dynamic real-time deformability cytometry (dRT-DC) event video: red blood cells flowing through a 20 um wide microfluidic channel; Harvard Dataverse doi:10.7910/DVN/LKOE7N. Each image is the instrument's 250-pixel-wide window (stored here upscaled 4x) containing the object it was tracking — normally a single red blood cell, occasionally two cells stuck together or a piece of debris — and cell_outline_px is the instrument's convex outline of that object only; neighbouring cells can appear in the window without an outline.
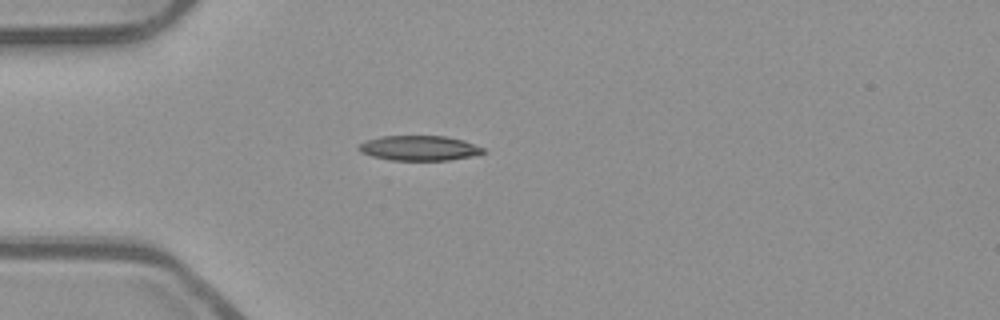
{"species": "common noctule bat (a hibernating species)", "species_latin": "Nyctalus noctula", "temperature_condition": "room temperature", "stored_images_in_passage": 39, "camera_frame_rate_fps": 3000, "um_per_image_px": 0.085, "animal": {"sex": "male", "body_mass_g": 23.1, "forearm_length_mm": 52.7}, "frame": {"image": 1, "passage_image": 1, "time_ms": 0.0, "image_size_px": [1000, 320], "cell_outline_px": [[488, 152], [448, 160], [392, 160], [372, 156], [360, 152], [356, 148], [360, 144], [368, 140], [380, 136], [444, 136], [464, 140], [484, 148]], "centroid_in_image_um": [35.63, 12.58], "position_along_channel_um": 49.4, "area_um2": 17.98}}
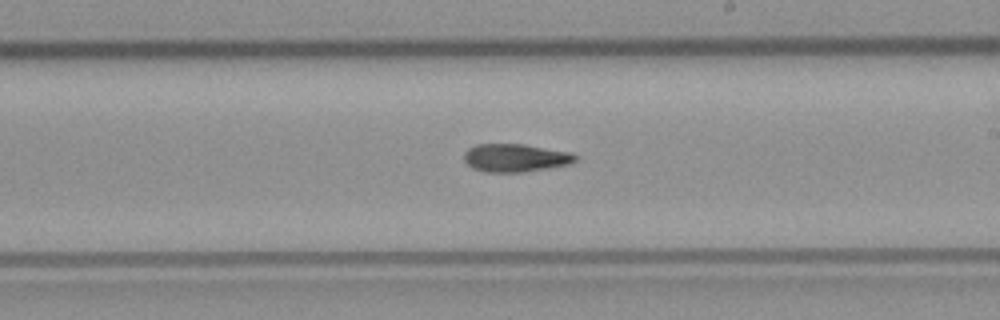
{"frame": {"image": 2, "passage_image": 17, "time_ms": 5.333, "image_size_px": [1000, 320], "cell_outline_px": [[576, 160], [568, 164], [520, 172], [484, 172], [472, 168], [464, 160], [464, 152], [468, 148], [476, 144], [524, 144], [568, 152], [576, 156]], "centroid_in_image_um": [43.73, 13.41], "position_along_channel_um": 245.3, "area_um2": 17.92}}
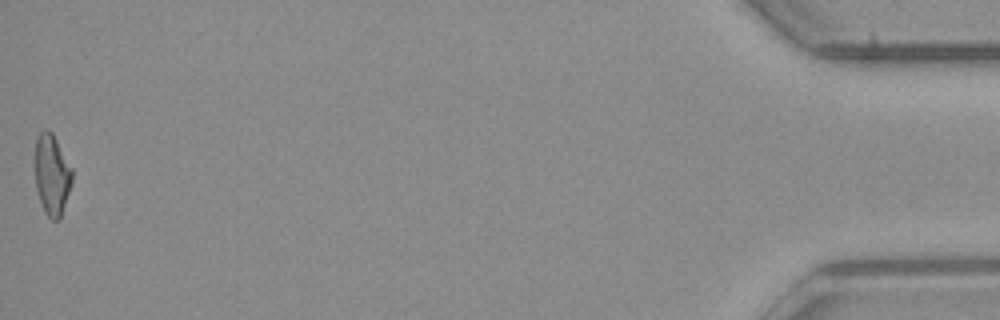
{"frame": {"image": 3, "passage_image": 39, "time_ms": 12.667, "image_size_px": [1000, 320], "cell_outline_px": [[72, 184], [60, 220], [52, 220], [44, 212], [36, 188], [36, 140], [40, 132], [44, 128], [48, 128], [52, 132], [72, 168]], "centroid_in_image_um": [4.43, 14.86], "position_along_channel_um": 430.8, "area_um2": 17.46}}